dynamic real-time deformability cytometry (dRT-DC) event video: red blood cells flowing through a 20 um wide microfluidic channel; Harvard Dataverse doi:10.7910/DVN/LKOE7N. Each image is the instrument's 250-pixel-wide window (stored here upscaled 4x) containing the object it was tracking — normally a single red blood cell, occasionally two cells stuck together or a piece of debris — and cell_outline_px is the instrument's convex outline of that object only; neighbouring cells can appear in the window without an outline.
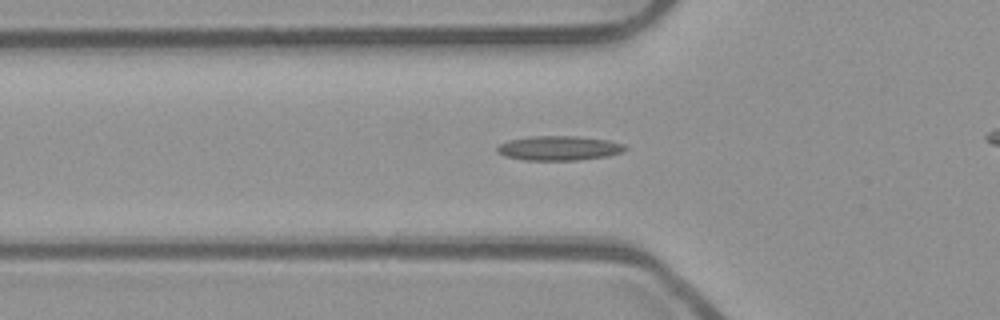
{"species": "common noctule bat (a hibernating species)", "species_latin": "Nyctalus noctula", "temperature_condition": "room temperature", "stored_images_in_passage": 44, "camera_frame_rate_fps": 3000, "um_per_image_px": 0.085, "animal": {"sex": "male", "body_mass_g": 23.1, "forearm_length_mm": 52.7}, "frame": {"image": 1, "passage_image": 17, "time_ms": 5.333, "image_size_px": [1000, 320], "cell_outline_px": [[628, 148], [620, 152], [608, 156], [576, 160], [524, 160], [504, 156], [496, 148], [500, 144], [508, 140], [532, 136], [576, 136], [608, 140], [624, 144]], "centroid_in_image_um": [47.52, 12.59], "position_along_channel_um": 78.3, "area_um2": 18.15}}
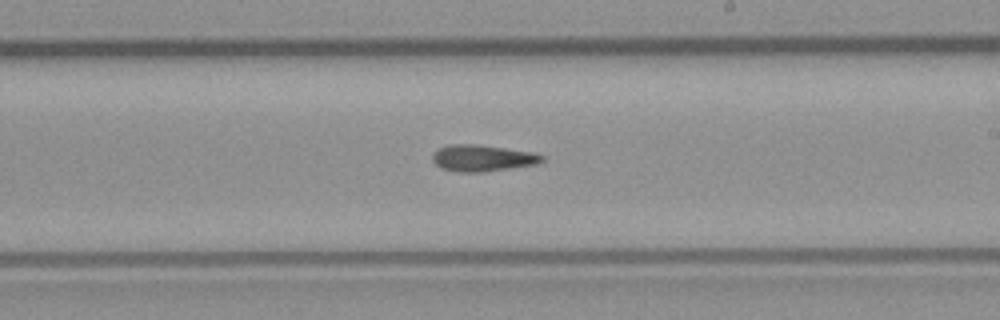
{"frame": {"image": 2, "passage_image": 30, "time_ms": 9.667, "image_size_px": [1000, 320], "cell_outline_px": [[544, 160], [536, 164], [484, 172], [460, 172], [440, 168], [432, 160], [432, 156], [440, 148], [448, 144], [472, 144], [504, 148], [532, 152], [544, 156]], "centroid_in_image_um": [41.0, 13.44], "position_along_channel_um": 248.0, "area_um2": 16.7}}
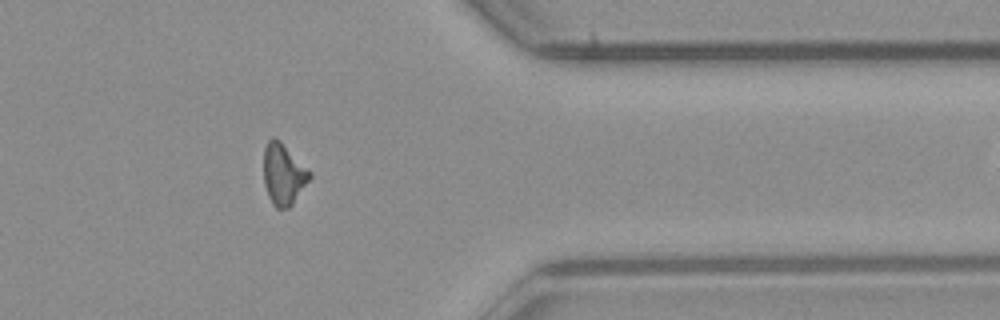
{"frame": {"image": 3, "passage_image": 42, "time_ms": 13.667, "image_size_px": [1000, 320], "cell_outline_px": [[312, 176], [292, 204], [288, 208], [276, 208], [272, 204], [268, 196], [264, 184], [264, 148], [268, 140], [272, 136], [280, 140], [312, 172]], "centroid_in_image_um": [24.09, 14.79], "position_along_channel_um": 387.3, "area_um2": 16.47}}